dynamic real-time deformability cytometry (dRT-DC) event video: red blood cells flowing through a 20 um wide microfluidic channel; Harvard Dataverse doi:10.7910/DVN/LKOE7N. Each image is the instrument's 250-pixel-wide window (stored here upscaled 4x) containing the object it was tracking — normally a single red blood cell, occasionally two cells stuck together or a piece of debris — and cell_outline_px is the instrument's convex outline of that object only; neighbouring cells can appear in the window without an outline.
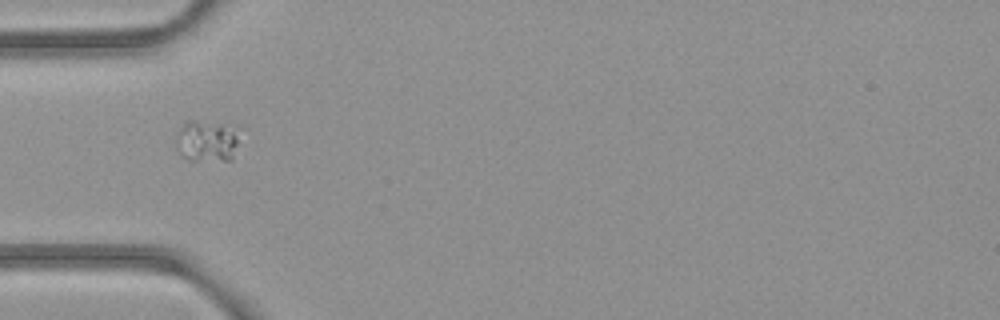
{"species": "common noctule bat (a hibernating species)", "species_latin": "Nyctalus noctula", "temperature_condition": "room temperature", "stored_images_in_passage": 37, "camera_frame_rate_fps": 3000, "um_per_image_px": 0.085, "animal": {"sex": "female", "body_mass_g": 21.9}, "frame": {"image": 1, "passage_image": 1, "time_ms": 0.0, "image_size_px": [1000, 320], "cell_outline_px": [[236, 144], [232, 160], [188, 160], [176, 148], [176, 136], [180, 128], [188, 120], [192, 120], [220, 128], [232, 132], [236, 140]], "centroid_in_image_um": [17.43, 12.08], "position_along_channel_um": 67.6, "area_um2": 13.87}}
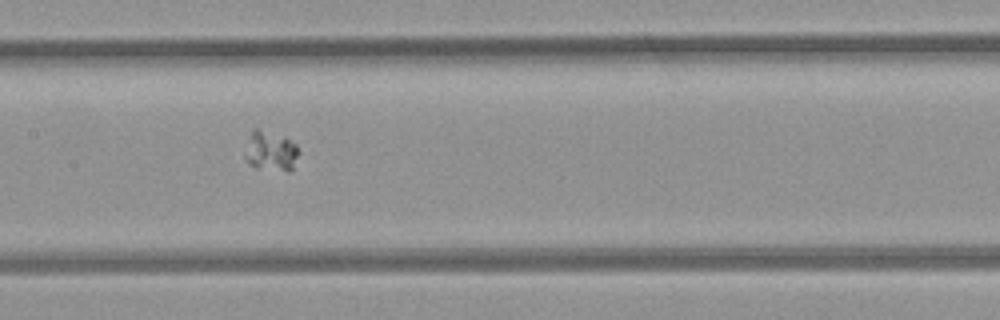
{"frame": {"image": 2, "passage_image": 10, "time_ms": 3.0, "image_size_px": [1000, 320], "cell_outline_px": [[300, 152], [292, 168], [288, 172], [256, 168], [248, 164], [244, 156], [252, 128], [256, 128], [288, 140], [296, 144]], "centroid_in_image_um": [23.0, 12.89], "position_along_channel_um": 184.4, "area_um2": 12.31}}
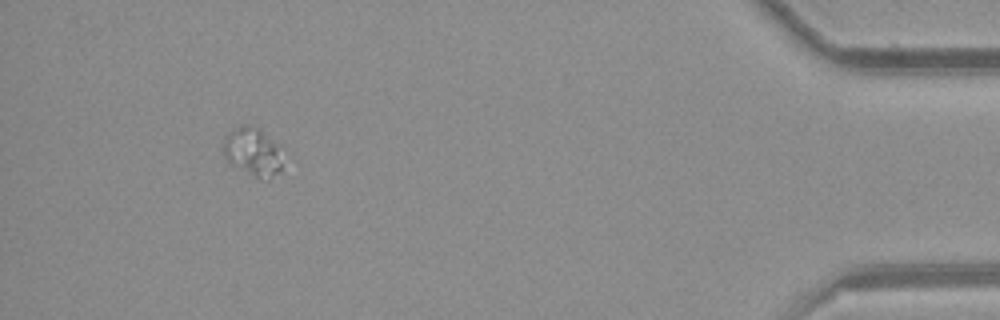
{"frame": {"image": 3, "passage_image": 33, "time_ms": 10.667, "image_size_px": [1000, 320], "cell_outline_px": [[280, 168], [268, 180], [256, 176], [232, 164], [224, 156], [224, 136], [240, 124], [248, 124], [260, 128], [276, 148], [280, 164]], "centroid_in_image_um": [21.39, 12.85], "position_along_channel_um": 413.8, "area_um2": 15.66}}